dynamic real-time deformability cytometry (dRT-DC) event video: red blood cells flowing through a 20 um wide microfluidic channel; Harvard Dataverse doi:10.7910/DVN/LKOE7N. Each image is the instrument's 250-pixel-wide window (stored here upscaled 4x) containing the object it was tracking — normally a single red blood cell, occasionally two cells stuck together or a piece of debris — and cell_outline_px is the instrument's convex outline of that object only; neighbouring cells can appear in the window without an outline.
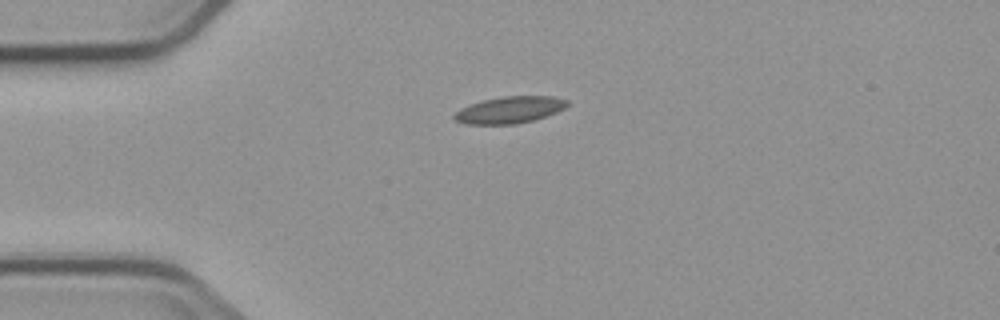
{"species": "common noctule bat (a hibernating species)", "species_latin": "Nyctalus noctula", "temperature_condition": "cold", "stored_images_in_passage": 2, "camera_frame_rate_fps": 3000, "um_per_image_px": 0.085, "animal": {"sex": "male", "body_mass_g": 23.1, "forearm_length_mm": 52.7}, "frame": {"image": 1, "passage_image": 1, "time_ms": 0.0, "image_size_px": [1000, 320], "cell_outline_px": [[568, 104], [564, 108], [556, 112], [532, 120], [516, 124], [464, 124], [456, 120], [452, 116], [460, 108], [480, 100], [500, 96], [552, 96], [568, 100]], "centroid_in_image_um": [43.28, 9.33], "position_along_channel_um": 41.7, "area_um2": 17.63}}